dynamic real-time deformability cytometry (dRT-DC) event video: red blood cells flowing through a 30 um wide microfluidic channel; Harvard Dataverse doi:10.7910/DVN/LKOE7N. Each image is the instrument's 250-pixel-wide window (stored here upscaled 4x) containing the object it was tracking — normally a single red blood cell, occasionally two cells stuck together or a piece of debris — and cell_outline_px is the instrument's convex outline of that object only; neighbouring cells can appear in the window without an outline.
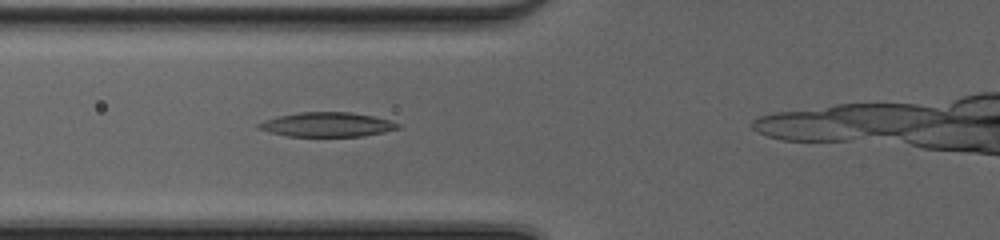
{"species": "common noctule bat (a hibernating species)", "species_latin": "Nyctalus noctula", "temperature_condition": "cold", "stored_images_in_passage": 10, "camera_frame_rate_fps": 3000, "um_per_image_px": 0.085, "animal": {"sex": "female", "body_mass_g": 20.0, "forearm_length_mm": 54.0}, "frame": {"image": 1, "passage_image": 6, "time_ms": 1.667, "image_size_px": [1000, 240], "cell_outline_px": [[400, 128], [384, 132], [364, 136], [288, 136], [256, 128], [256, 124], [264, 120], [280, 116], [300, 112], [352, 112], [372, 116], [388, 120], [400, 124]], "centroid_in_image_um": [27.81, 10.59], "position_along_channel_um": 98.0, "area_um2": 19.65}}
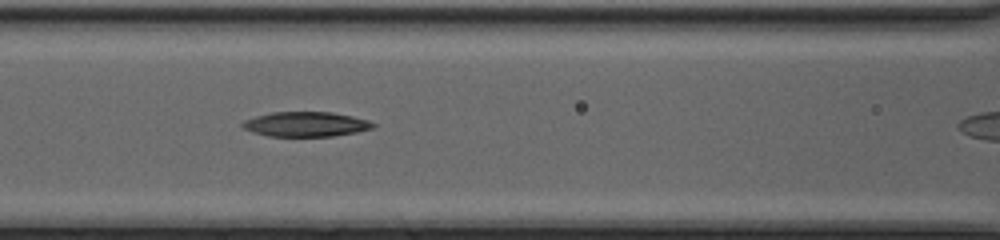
{"frame": {"image": 2, "passage_image": 9, "time_ms": 2.667, "image_size_px": [1000, 240], "cell_outline_px": [[376, 124], [372, 128], [356, 132], [332, 136], [268, 136], [252, 132], [244, 128], [240, 124], [244, 120], [256, 116], [272, 112], [332, 112], [352, 116], [368, 120]], "centroid_in_image_um": [25.98, 10.55], "position_along_channel_um": 140.6, "area_um2": 18.79}}